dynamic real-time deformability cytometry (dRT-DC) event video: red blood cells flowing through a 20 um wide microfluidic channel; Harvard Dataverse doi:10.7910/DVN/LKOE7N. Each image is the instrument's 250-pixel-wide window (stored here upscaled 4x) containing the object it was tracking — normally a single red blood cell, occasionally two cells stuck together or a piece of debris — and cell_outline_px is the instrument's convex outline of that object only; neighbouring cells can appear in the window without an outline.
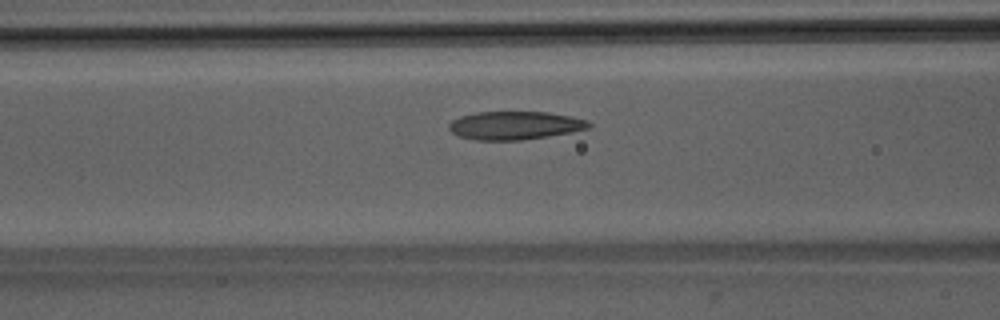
{"species": "Egyptian fruit bat (a non-hibernating species)", "species_latin": "Rousettus aegyptiacus", "temperature_condition": "room temperature", "stored_images_in_passage": 38, "camera_frame_rate_fps": 3000, "um_per_image_px": 0.085, "animal": {"sex": "male"}, "frame": {"image": 1, "passage_image": 12, "time_ms": 3.667, "image_size_px": [1000, 320], "cell_outline_px": [[592, 128], [572, 132], [548, 136], [520, 140], [476, 140], [460, 136], [452, 132], [448, 128], [448, 124], [452, 120], [460, 116], [476, 112], [548, 112], [572, 116], [588, 120], [592, 124]], "centroid_in_image_um": [43.8, 10.66], "position_along_channel_um": 122.8, "area_um2": 23.18}}
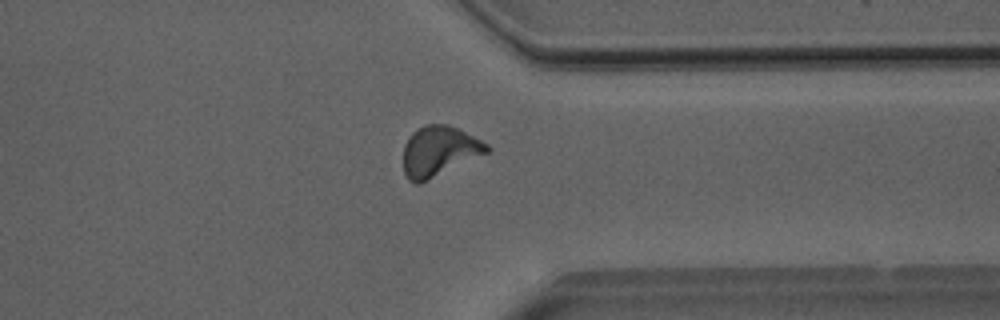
{"frame": {"image": 2, "passage_image": 31, "time_ms": 10.0, "image_size_px": [1000, 320], "cell_outline_px": [[492, 148], [488, 152], [420, 184], [416, 184], [408, 180], [404, 172], [404, 144], [412, 132], [416, 128], [424, 124], [448, 124], [488, 144]], "centroid_in_image_um": [37.29, 12.85], "position_along_channel_um": 374.1, "area_um2": 24.33}}
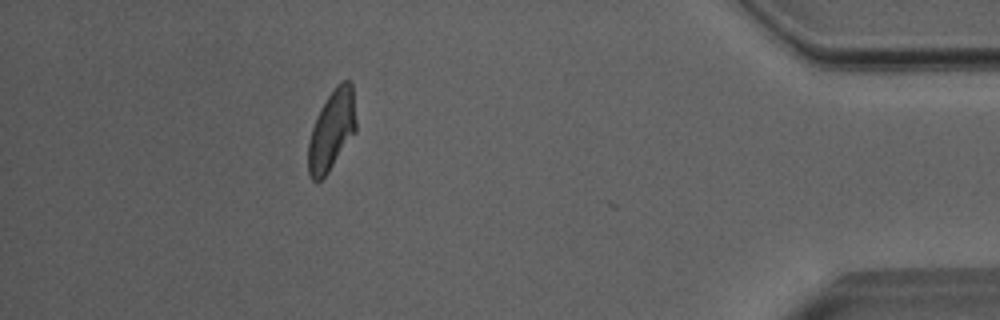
{"frame": {"image": 3, "passage_image": 37, "time_ms": 12.0, "image_size_px": [1000, 320], "cell_outline_px": [[356, 132], [328, 172], [320, 180], [312, 180], [308, 176], [308, 144], [312, 128], [316, 116], [320, 108], [336, 84], [340, 80], [352, 80], [356, 120]], "centroid_in_image_um": [28.2, 11.04], "position_along_channel_um": 407.0, "area_um2": 22.48}, "authors_computed_cell_mechanics": {"area_um2": 23.1778, "velocity_mm_per_s": 4.0068, "shape_relaxation_time_tau1_ms": 6.2052, "shape_relaxation_time_tau2_ms": 1.9383, "deformation_change_tau1": 0.1816, "deformation_change_tau2": 0.0874}}